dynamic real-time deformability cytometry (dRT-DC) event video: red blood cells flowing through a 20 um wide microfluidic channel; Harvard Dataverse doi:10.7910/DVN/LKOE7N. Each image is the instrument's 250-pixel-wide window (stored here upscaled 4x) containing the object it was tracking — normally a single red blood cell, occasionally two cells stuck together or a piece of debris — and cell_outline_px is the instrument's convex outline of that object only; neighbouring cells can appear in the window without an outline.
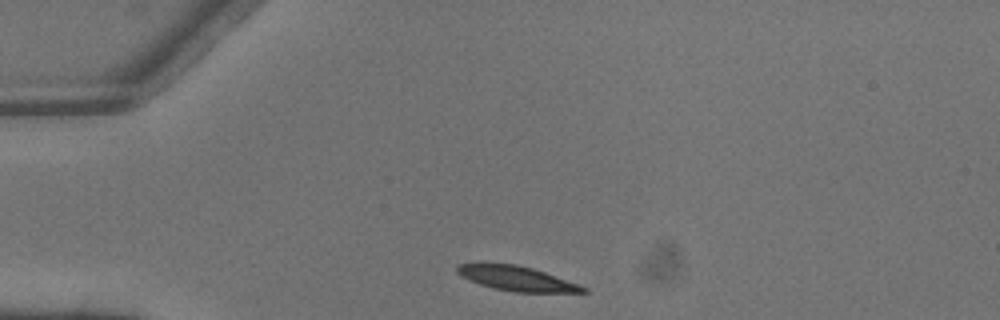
{"species": "common noctule bat (a hibernating species)", "species_latin": "Nyctalus noctula", "temperature_condition": "warm", "stored_images_in_passage": 2, "camera_frame_rate_fps": 3000, "um_per_image_px": 0.085, "animal": {"sex": "male", "body_mass_g": 13.3}, "frame": {"image": 1, "passage_image": 1, "time_ms": 0.0, "image_size_px": [1000, 320], "cell_outline_px": [[588, 292], [516, 292], [492, 288], [468, 280], [460, 276], [456, 272], [456, 264], [516, 264], [532, 268], [580, 284], [588, 288]], "centroid_in_image_um": [43.92, 23.68], "position_along_channel_um": 41.1, "area_um2": 17.98}}